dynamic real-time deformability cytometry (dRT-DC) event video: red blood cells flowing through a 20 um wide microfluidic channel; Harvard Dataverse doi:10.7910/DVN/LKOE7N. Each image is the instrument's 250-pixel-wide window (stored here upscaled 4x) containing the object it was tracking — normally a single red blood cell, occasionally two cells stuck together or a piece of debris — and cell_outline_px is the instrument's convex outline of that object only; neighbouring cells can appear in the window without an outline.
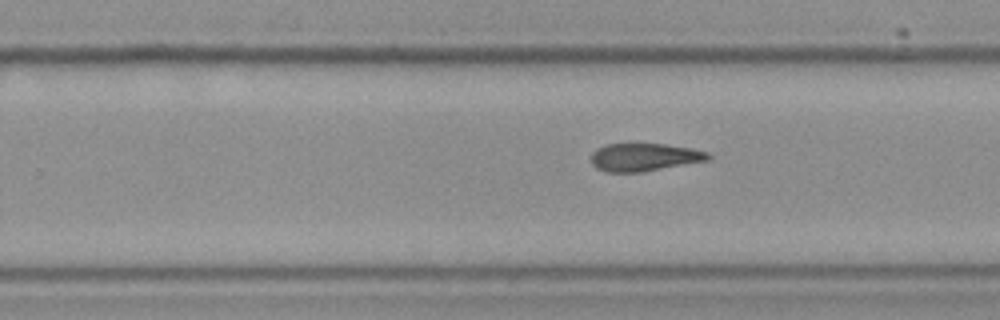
{"species": "Egyptian fruit bat (a non-hibernating species)", "species_latin": "Rousettus aegyptiacus", "temperature_condition": "cold", "stored_images_in_passage": 14, "camera_frame_rate_fps": 3000, "um_per_image_px": 0.085, "frame": {"image": 1, "passage_image": 10, "time_ms": 3.0, "image_size_px": [1000, 320], "cell_outline_px": [[712, 156], [708, 160], [640, 172], [608, 172], [596, 168], [592, 164], [592, 152], [596, 148], [604, 144], [664, 144], [692, 148], [708, 152]], "centroid_in_image_um": [54.75, 13.35], "position_along_channel_um": 275.1, "area_um2": 18.9}}
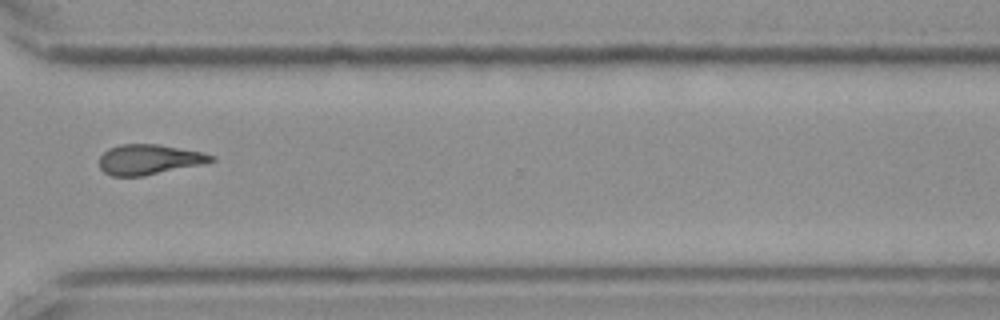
{"frame": {"image": 2, "passage_image": 12, "time_ms": 3.667, "image_size_px": [1000, 320], "cell_outline_px": [[216, 160], [200, 164], [144, 176], [112, 176], [104, 172], [100, 168], [100, 156], [108, 148], [120, 144], [160, 144], [200, 152], [212, 156]], "centroid_in_image_um": [12.61, 13.55], "position_along_channel_um": 358.0, "area_um2": 19.42}}